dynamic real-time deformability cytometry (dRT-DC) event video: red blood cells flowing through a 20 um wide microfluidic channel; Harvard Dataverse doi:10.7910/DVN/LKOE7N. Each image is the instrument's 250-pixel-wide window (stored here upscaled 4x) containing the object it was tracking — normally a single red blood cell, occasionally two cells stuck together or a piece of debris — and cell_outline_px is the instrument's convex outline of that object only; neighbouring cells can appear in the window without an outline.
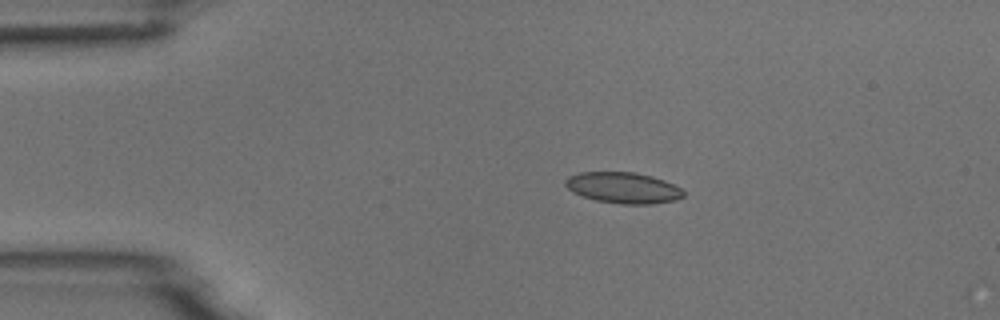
{"species": "common noctule bat (a hibernating species)", "species_latin": "Nyctalus noctula", "temperature_condition": "room temperature", "stored_images_in_passage": 3, "camera_frame_rate_fps": 3000, "um_per_image_px": 0.085, "animal": {"sex": "male", "body_mass_g": 18.8}, "frame": {"image": 1, "passage_image": 1, "time_ms": 0.0, "image_size_px": [1000, 320], "cell_outline_px": [[684, 196], [676, 200], [652, 204], [620, 204], [596, 200], [580, 196], [572, 192], [564, 184], [564, 180], [568, 176], [580, 172], [636, 172], [652, 176], [664, 180], [680, 188], [684, 192]], "centroid_in_image_um": [52.94, 15.96], "position_along_channel_um": 32.1, "area_um2": 21.5}}
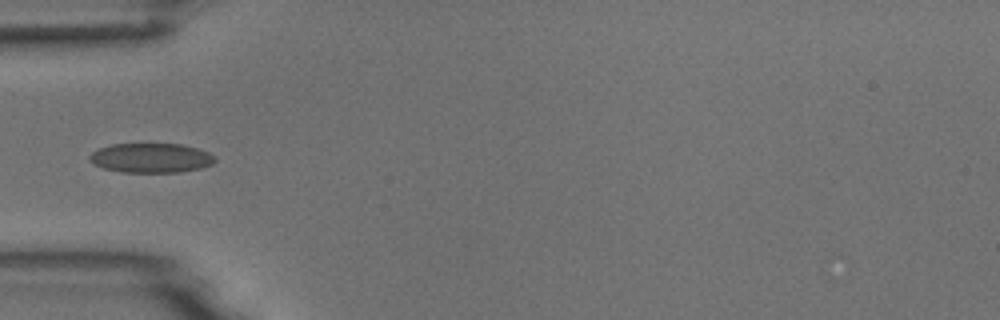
{"frame": {"image": 2, "passage_image": 3, "time_ms": 0.667, "image_size_px": [1000, 320], "cell_outline_px": [[216, 160], [212, 164], [200, 168], [180, 172], [120, 172], [104, 168], [92, 164], [88, 160], [88, 156], [92, 152], [100, 148], [112, 144], [180, 144], [196, 148], [208, 152], [216, 156]], "centroid_in_image_um": [12.82, 13.43], "position_along_channel_um": 72.2, "area_um2": 21.62}}